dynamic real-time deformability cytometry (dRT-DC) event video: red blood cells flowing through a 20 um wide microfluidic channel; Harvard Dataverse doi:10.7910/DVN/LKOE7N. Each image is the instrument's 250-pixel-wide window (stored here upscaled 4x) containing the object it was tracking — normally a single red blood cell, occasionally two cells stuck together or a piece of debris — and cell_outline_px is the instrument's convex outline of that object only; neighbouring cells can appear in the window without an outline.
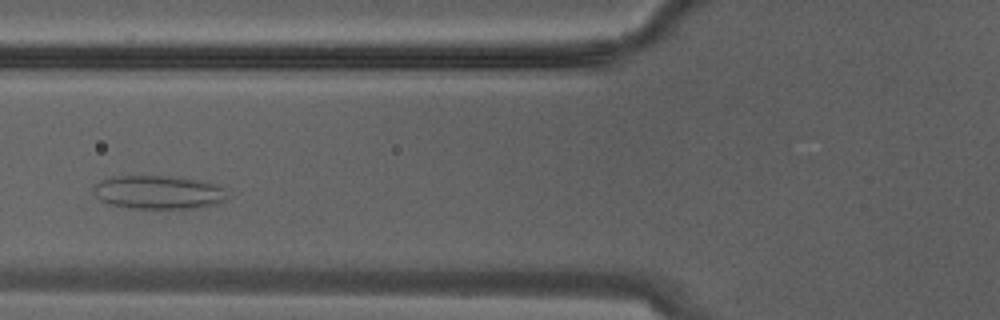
{"species": "Egyptian fruit bat (a non-hibernating species)", "species_latin": "Rousettus aegyptiacus", "temperature_condition": "warm", "stored_images_in_passage": 27, "camera_frame_rate_fps": 3000, "um_per_image_px": 0.085, "animal": {"sex": "male"}, "frame": {"image": 1, "passage_image": 8, "time_ms": 2.333, "image_size_px": [1000, 320], "cell_outline_px": [[228, 196], [224, 200], [216, 204], [196, 208], [132, 208], [112, 204], [100, 200], [92, 192], [92, 188], [100, 180], [112, 176], [184, 176], [216, 184], [224, 188]], "centroid_in_image_um": [13.48, 16.32], "position_along_channel_um": 112.3, "area_um2": 26.41}}
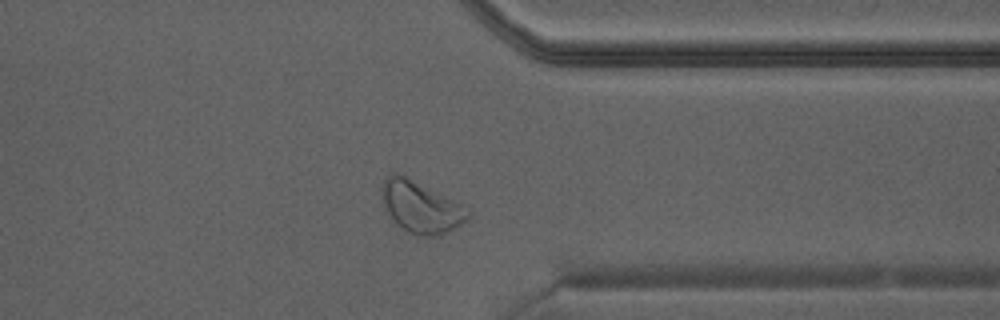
{"frame": {"image": 2, "passage_image": 20, "time_ms": 6.333, "image_size_px": [1000, 320], "cell_outline_px": [[472, 216], [468, 220], [448, 232], [432, 236], [416, 236], [400, 228], [392, 220], [384, 204], [380, 192], [384, 180], [392, 172], [396, 172], [460, 204], [472, 212]], "centroid_in_image_um": [35.76, 17.63], "position_along_channel_um": 375.6, "area_um2": 25.55}}